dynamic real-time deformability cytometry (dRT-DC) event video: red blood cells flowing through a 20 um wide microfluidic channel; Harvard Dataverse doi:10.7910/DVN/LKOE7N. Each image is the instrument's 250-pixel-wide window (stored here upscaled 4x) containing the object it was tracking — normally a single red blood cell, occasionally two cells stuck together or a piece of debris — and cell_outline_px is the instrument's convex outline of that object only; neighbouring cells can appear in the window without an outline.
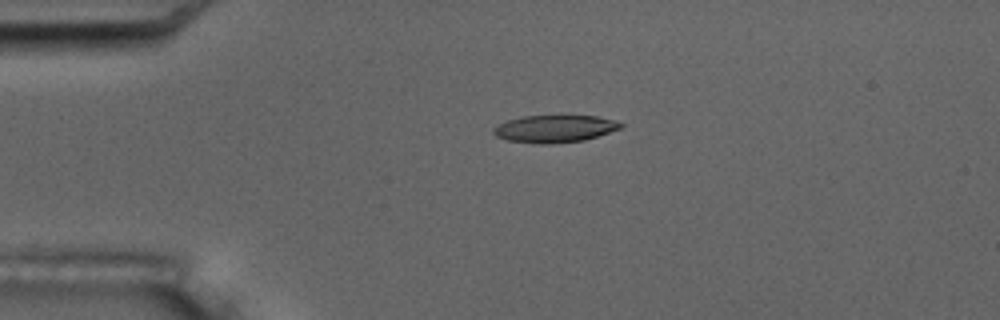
{"species": "common noctule bat (a hibernating species)", "species_latin": "Nyctalus noctula", "temperature_condition": "room temperature", "stored_images_in_passage": 4, "camera_frame_rate_fps": 3000, "um_per_image_px": 0.085, "animal": {"sex": "male", "body_mass_g": 17.5, "forearm_length_mm": 52.3}, "frame": {"image": 1, "passage_image": 3, "time_ms": 2.333, "image_size_px": [1000, 320], "cell_outline_px": [[624, 124], [620, 128], [584, 140], [548, 144], [536, 144], [508, 140], [496, 136], [492, 132], [492, 128], [508, 120], [524, 116], [596, 116], [616, 120]], "centroid_in_image_um": [47.13, 10.94], "position_along_channel_um": 37.9, "area_um2": 20.06}}